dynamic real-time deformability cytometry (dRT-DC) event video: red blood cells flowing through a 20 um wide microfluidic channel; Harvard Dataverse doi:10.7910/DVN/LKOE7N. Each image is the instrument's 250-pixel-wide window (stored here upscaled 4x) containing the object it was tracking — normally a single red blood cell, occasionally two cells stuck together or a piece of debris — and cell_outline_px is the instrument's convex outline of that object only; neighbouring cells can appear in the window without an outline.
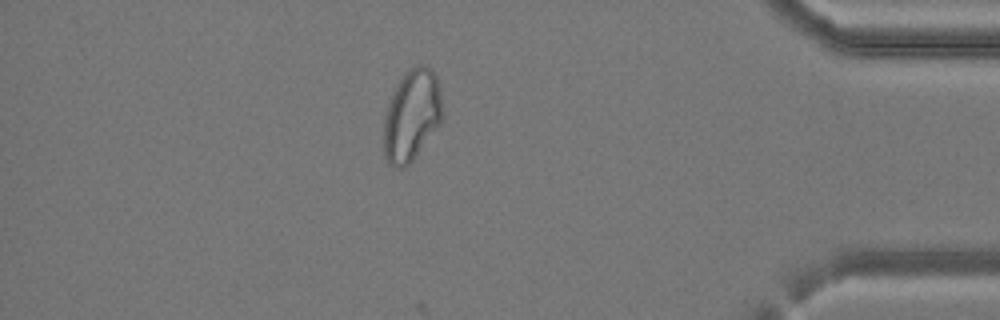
{"species": "common noctule bat (a hibernating species)", "species_latin": "Nyctalus noctula", "temperature_condition": "cold", "stored_images_in_passage": 39, "camera_frame_rate_fps": 3000, "um_per_image_px": 0.085, "animal": {"sex": "female", "body_mass_g": 24.6, "forearm_length_mm": 56.2}, "frame": {"image": 1, "passage_image": 34, "time_ms": 11.0, "image_size_px": [1000, 320], "cell_outline_px": [[444, 116], [440, 124], [416, 156], [404, 168], [392, 168], [388, 164], [384, 156], [384, 120], [388, 104], [404, 72], [408, 68], [416, 64], [424, 64], [436, 76], [440, 88]], "centroid_in_image_um": [35.01, 9.82], "position_along_channel_um": 400.2, "area_um2": 31.44}}